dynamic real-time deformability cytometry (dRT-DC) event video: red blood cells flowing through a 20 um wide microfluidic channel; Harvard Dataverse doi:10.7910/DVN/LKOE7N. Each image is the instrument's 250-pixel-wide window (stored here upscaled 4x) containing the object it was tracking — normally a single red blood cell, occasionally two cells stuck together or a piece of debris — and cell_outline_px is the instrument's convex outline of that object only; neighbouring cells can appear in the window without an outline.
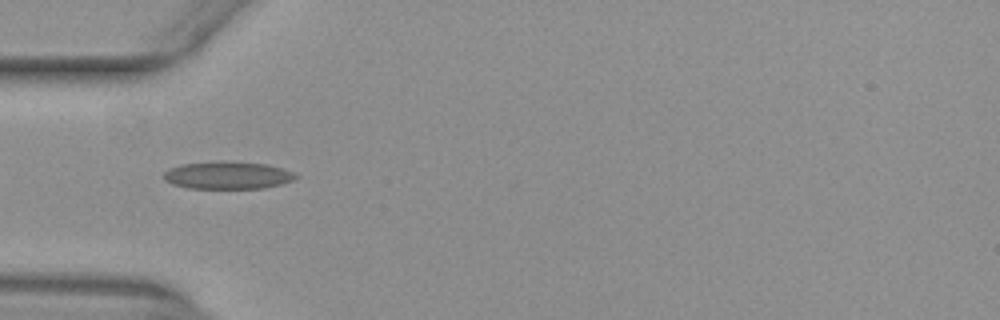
{"species": "common noctule bat (a hibernating species)", "species_latin": "Nyctalus noctula", "temperature_condition": "warm", "stored_images_in_passage": 45, "camera_frame_rate_fps": 3000, "um_per_image_px": 0.085, "animal": {"sex": "female", "body_mass_g": 29.2, "forearm_length_mm": 56.3}, "frame": {"image": 1, "passage_image": 10, "time_ms": 3.0, "image_size_px": [1000, 320], "cell_outline_px": [[300, 176], [292, 180], [280, 184], [264, 188], [188, 188], [172, 184], [164, 180], [164, 172], [168, 168], [180, 164], [220, 160], [268, 164], [284, 168], [296, 172]], "centroid_in_image_um": [19.36, 14.88], "position_along_channel_um": 65.6, "area_um2": 21.56}}
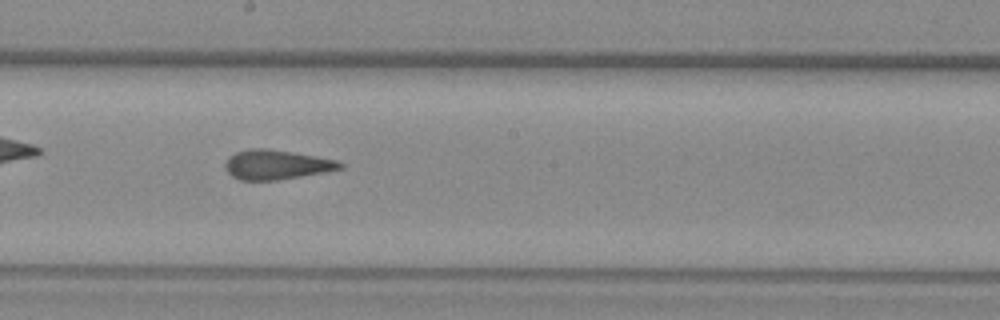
{"frame": {"image": 2, "passage_image": 22, "time_ms": 7.0, "image_size_px": [1000, 320], "cell_outline_px": [[344, 168], [324, 172], [276, 180], [240, 180], [232, 176], [228, 172], [224, 164], [228, 156], [236, 152], [252, 148], [268, 148], [316, 156], [336, 160], [344, 164]], "centroid_in_image_um": [23.48, 13.99], "position_along_channel_um": 224.7, "area_um2": 19.71}}
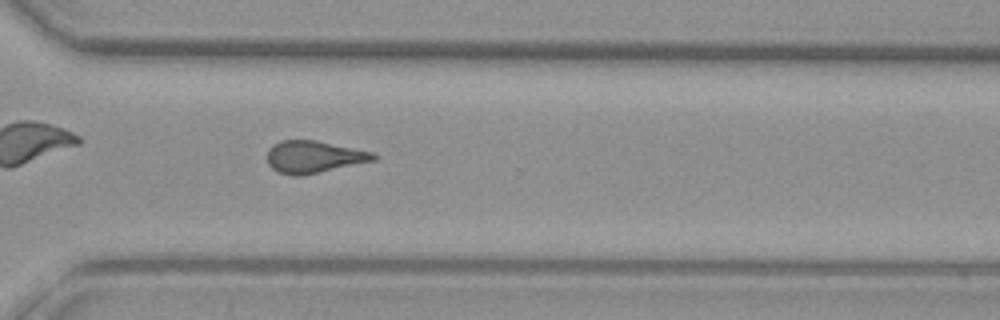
{"frame": {"image": 3, "passage_image": 31, "time_ms": 10.0, "image_size_px": [1000, 320], "cell_outline_px": [[380, 156], [376, 160], [300, 176], [292, 176], [276, 172], [268, 164], [268, 148], [272, 144], [280, 140], [316, 140], [376, 152]], "centroid_in_image_um": [26.7, 13.32], "position_along_channel_um": 343.9, "area_um2": 20.23}, "authors_computed_cell_mechanics": {"area_um2": 20.0566, "velocity_mm_per_s": 3.9859, "shape_relaxation_time_tau1_ms": null, "shape_relaxation_time_tau2_ms": 1.8849, "deformation_change_tau1": null, "deformation_change_tau2": 0.096}}